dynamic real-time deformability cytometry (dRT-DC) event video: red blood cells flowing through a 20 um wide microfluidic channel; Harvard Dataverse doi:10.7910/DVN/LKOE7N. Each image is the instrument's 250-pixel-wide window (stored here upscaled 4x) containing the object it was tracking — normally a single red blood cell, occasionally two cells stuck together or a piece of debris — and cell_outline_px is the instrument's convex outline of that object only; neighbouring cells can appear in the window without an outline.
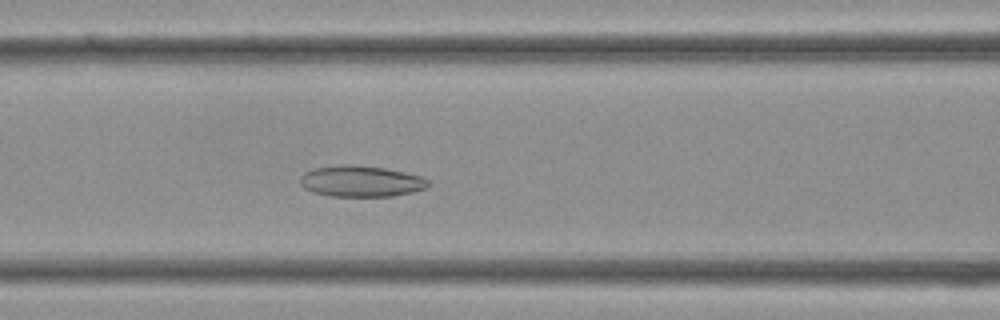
{"species": "Egyptian fruit bat (a non-hibernating species)", "species_latin": "Rousettus aegyptiacus", "temperature_condition": "cold", "stored_images_in_passage": 31, "camera_frame_rate_fps": 3000, "um_per_image_px": 0.085, "frame": {"image": 1, "passage_image": 10, "time_ms": 3.0, "image_size_px": [1000, 320], "cell_outline_px": [[428, 184], [424, 188], [392, 196], [332, 196], [312, 192], [304, 188], [300, 184], [300, 176], [304, 172], [312, 168], [340, 164], [348, 164], [384, 168], [404, 172], [420, 176], [428, 180]], "centroid_in_image_um": [30.59, 15.39], "position_along_channel_um": 136.0, "area_um2": 23.06}}
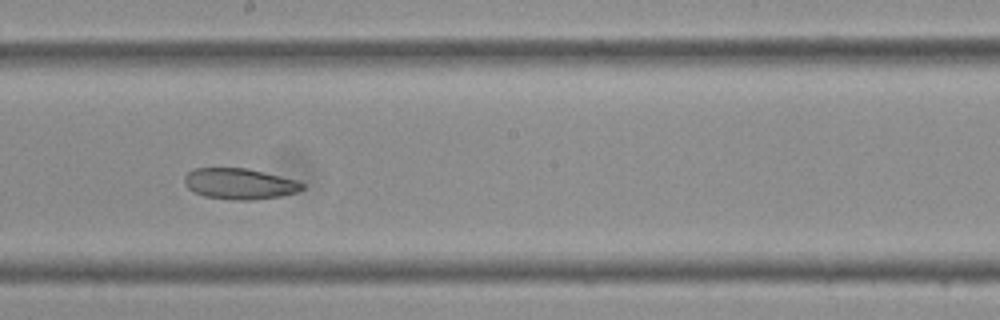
{"frame": {"image": 2, "passage_image": 15, "time_ms": 4.667, "image_size_px": [1000, 320], "cell_outline_px": [[304, 188], [296, 192], [280, 196], [256, 200], [232, 200], [204, 196], [188, 188], [184, 184], [184, 176], [192, 168], [248, 168], [296, 180], [304, 184]], "centroid_in_image_um": [20.34, 15.62], "position_along_channel_um": 227.9, "area_um2": 21.27}}
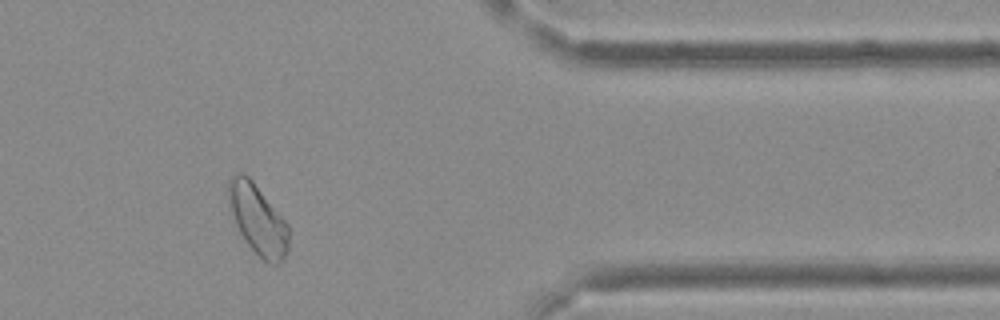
{"frame": {"image": 3, "passage_image": 25, "time_ms": 8.0, "image_size_px": [1000, 320], "cell_outline_px": [[288, 252], [284, 260], [280, 264], [272, 264], [264, 260], [248, 244], [240, 232], [228, 208], [228, 180], [236, 172], [244, 172], [252, 180], [288, 224]], "centroid_in_image_um": [21.9, 18.64], "position_along_channel_um": 389.5, "area_um2": 24.51}}